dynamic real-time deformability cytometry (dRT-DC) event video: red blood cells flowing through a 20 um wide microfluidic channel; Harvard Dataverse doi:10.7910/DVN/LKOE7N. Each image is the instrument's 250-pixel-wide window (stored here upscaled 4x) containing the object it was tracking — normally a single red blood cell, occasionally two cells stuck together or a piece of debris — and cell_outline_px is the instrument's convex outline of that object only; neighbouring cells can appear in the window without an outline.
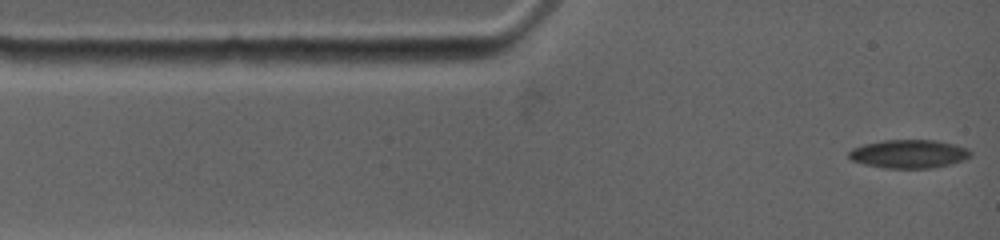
{"species": "common noctule bat (a hibernating species)", "species_latin": "Nyctalus noctula", "temperature_condition": "warm", "stored_images_in_passage": 2, "camera_frame_rate_fps": 4500, "um_per_image_px": 0.085, "animal": {"sex": "female", "body_mass_g": 19.0, "forearm_length_mm": 53.3}, "frame": {"image": 1, "passage_image": 2, "time_ms": 0.222, "image_size_px": [1000, 240], "cell_outline_px": [[972, 152], [968, 156], [960, 160], [948, 164], [928, 168], [888, 168], [864, 164], [852, 160], [848, 156], [848, 152], [852, 148], [864, 144], [884, 140], [932, 140], [952, 144], [964, 148]], "centroid_in_image_um": [77.16, 13.07], "position_along_channel_um": 7.8, "area_um2": 19.65}}